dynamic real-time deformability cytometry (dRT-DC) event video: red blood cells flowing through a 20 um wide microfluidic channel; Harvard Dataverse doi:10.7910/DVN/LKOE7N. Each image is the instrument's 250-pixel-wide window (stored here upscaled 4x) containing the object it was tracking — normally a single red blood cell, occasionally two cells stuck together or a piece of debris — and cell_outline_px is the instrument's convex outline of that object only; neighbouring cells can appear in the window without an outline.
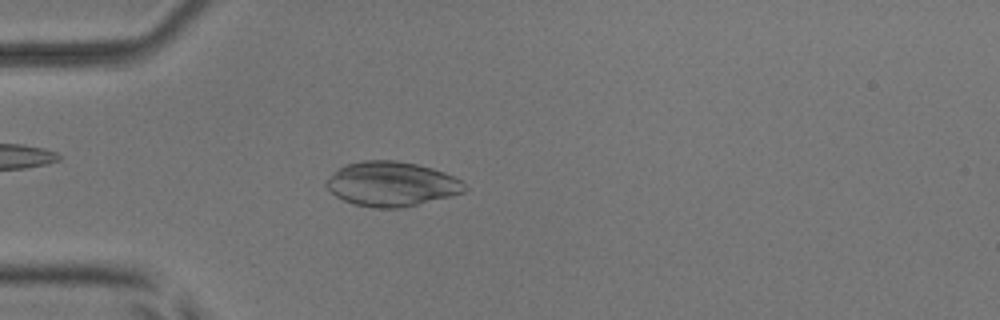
{"species": "common noctule bat (a hibernating species)", "species_latin": "Nyctalus noctula", "temperature_condition": "room temperature", "stored_images_in_passage": 53, "camera_frame_rate_fps": 3000, "um_per_image_px": 0.085, "animal": {"sex": "male", "body_mass_g": 17.9, "forearm_length_mm": 54.2}, "frame": {"image": 1, "passage_image": 15, "time_ms": 4.667, "image_size_px": [1000, 320], "cell_outline_px": [[468, 188], [464, 192], [452, 196], [400, 208], [372, 208], [356, 204], [344, 200], [336, 196], [324, 184], [324, 180], [340, 168], [348, 164], [360, 160], [396, 160], [416, 164], [432, 168], [444, 172], [460, 180]], "centroid_in_image_um": [33.28, 15.63], "position_along_channel_um": 51.7, "area_um2": 35.84}}
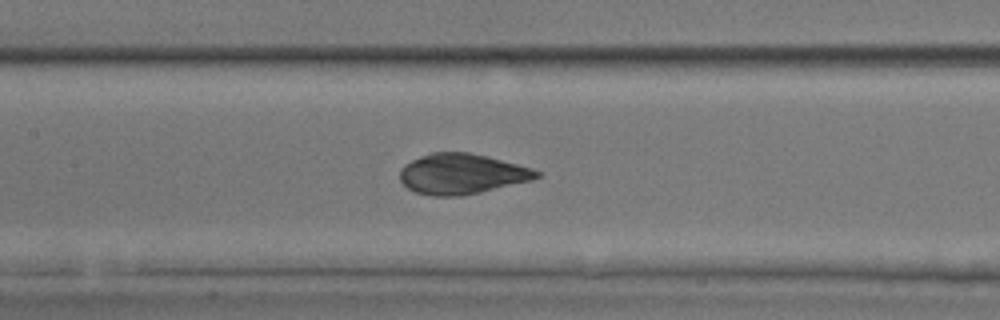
{"frame": {"image": 2, "passage_image": 25, "time_ms": 8.0, "image_size_px": [1000, 320], "cell_outline_px": [[544, 172], [540, 176], [532, 180], [480, 192], [460, 196], [432, 196], [416, 192], [408, 188], [400, 180], [400, 168], [404, 164], [412, 160], [432, 152], [468, 152], [488, 156], [532, 168]], "centroid_in_image_um": [39.27, 14.78], "position_along_channel_um": 168.1, "area_um2": 32.19}}
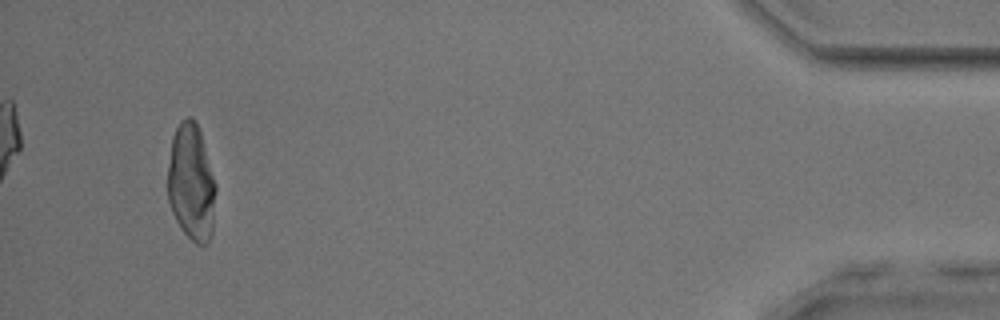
{"frame": {"image": 3, "passage_image": 50, "time_ms": 16.333, "image_size_px": [1000, 320], "cell_outline_px": [[216, 192], [212, 232], [208, 244], [196, 244], [180, 228], [172, 212], [168, 200], [168, 164], [172, 136], [180, 120], [188, 116], [192, 116], [196, 120], [200, 132], [216, 184]], "centroid_in_image_um": [16.26, 15.51], "position_along_channel_um": 418.9, "area_um2": 32.89}}